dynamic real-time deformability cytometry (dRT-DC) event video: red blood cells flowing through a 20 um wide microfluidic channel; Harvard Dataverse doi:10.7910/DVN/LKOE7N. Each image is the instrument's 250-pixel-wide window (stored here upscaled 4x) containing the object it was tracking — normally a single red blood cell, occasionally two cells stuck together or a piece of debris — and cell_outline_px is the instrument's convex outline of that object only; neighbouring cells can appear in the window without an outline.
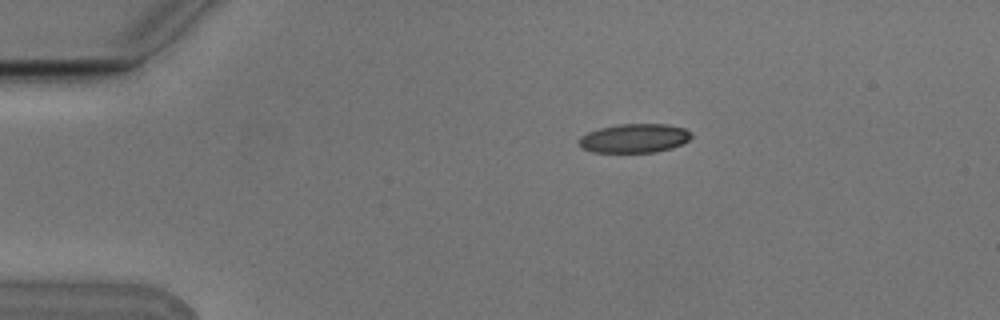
{"species": "Egyptian fruit bat (a non-hibernating species)", "species_latin": "Rousettus aegyptiacus", "temperature_condition": "cold", "stored_images_in_passage": 2, "camera_frame_rate_fps": 3000, "um_per_image_px": 0.085, "animal": {"sex": "male"}, "frame": {"image": 1, "passage_image": 1, "time_ms": 0.0, "image_size_px": [1000, 320], "cell_outline_px": [[692, 136], [688, 140], [672, 148], [656, 152], [592, 152], [580, 148], [580, 136], [588, 132], [600, 128], [616, 124], [668, 124], [684, 128], [692, 132]], "centroid_in_image_um": [53.92, 11.75], "position_along_channel_um": 31.1, "area_um2": 19.02}}